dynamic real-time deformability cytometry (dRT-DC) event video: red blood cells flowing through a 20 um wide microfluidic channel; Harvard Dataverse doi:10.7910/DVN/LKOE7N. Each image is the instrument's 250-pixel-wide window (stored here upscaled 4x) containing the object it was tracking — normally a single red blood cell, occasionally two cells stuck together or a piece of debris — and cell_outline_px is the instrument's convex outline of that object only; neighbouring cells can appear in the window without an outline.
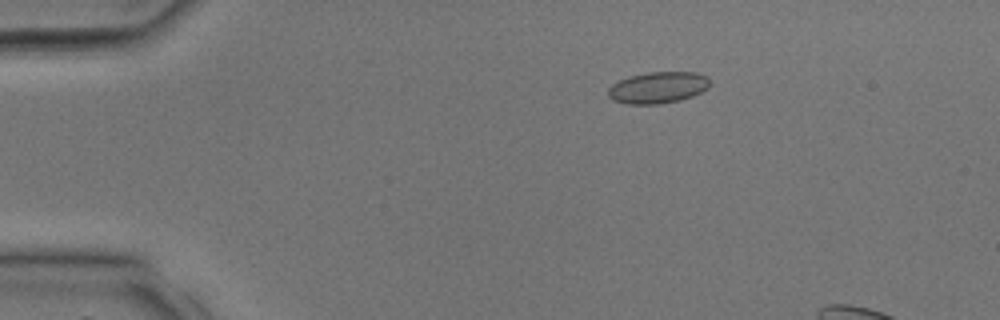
{"species": "common noctule bat (a hibernating species)", "species_latin": "Nyctalus noctula", "temperature_condition": "room temperature", "stored_images_in_passage": 8, "camera_frame_rate_fps": 3000, "um_per_image_px": 0.085, "animal": {"sex": "male", "body_mass_g": 17.9, "forearm_length_mm": 54.2}, "frame": {"image": 1, "passage_image": 4, "time_ms": 1.0, "image_size_px": [1000, 320], "cell_outline_px": [[708, 88], [692, 96], [680, 100], [660, 104], [624, 104], [612, 100], [608, 96], [608, 88], [612, 84], [628, 76], [648, 72], [696, 72], [708, 76]], "centroid_in_image_um": [55.89, 7.44], "position_along_channel_um": 29.1, "area_um2": 18.79}}